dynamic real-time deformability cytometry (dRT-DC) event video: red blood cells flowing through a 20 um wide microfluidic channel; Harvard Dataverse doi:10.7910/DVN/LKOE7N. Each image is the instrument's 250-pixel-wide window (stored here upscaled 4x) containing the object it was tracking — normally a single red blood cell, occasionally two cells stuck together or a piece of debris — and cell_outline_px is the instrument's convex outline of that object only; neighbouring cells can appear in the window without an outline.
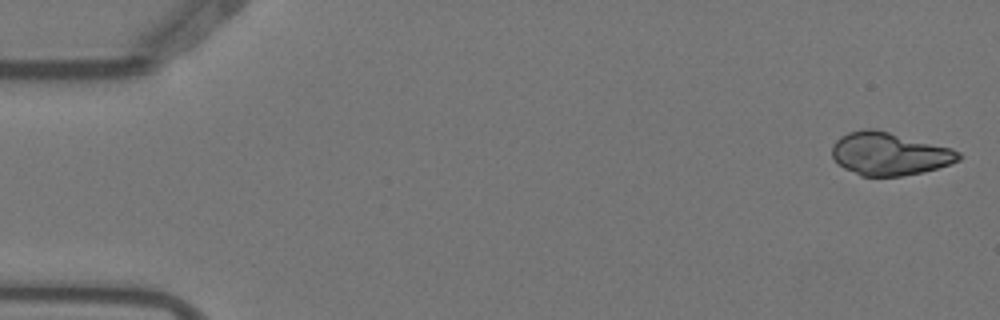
{"species": "Egyptian fruit bat (a non-hibernating species)", "species_latin": "Rousettus aegyptiacus", "temperature_condition": "warm", "stored_images_in_passage": 5, "camera_frame_rate_fps": 3000, "um_per_image_px": 0.085, "animal": {"sex": "female"}, "frame": {"image": 1, "passage_image": 1, "time_ms": 0.0, "image_size_px": [1000, 320], "cell_outline_px": [[964, 156], [960, 160], [924, 172], [900, 176], [860, 176], [844, 168], [832, 156], [832, 144], [840, 136], [848, 132], [864, 128], [876, 128], [952, 148], [960, 152]], "centroid_in_image_um": [75.6, 13.06], "position_along_channel_um": 9.4, "area_um2": 31.85}}
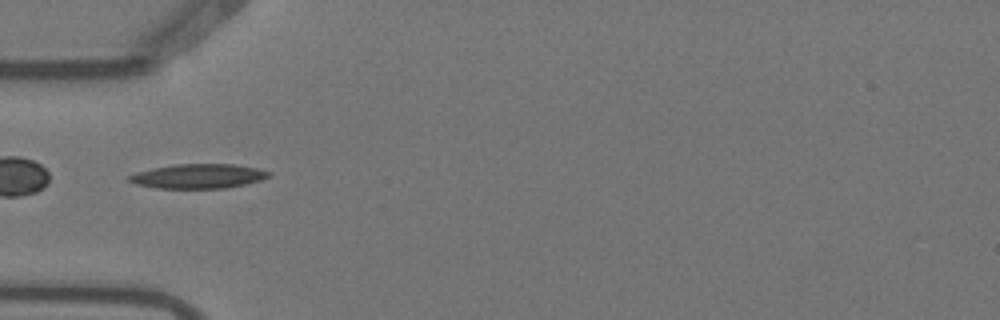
{"frame": {"image": 2, "passage_image": 5, "time_ms": 1.333, "image_size_px": [1000, 320], "cell_outline_px": [[272, 176], [260, 180], [244, 184], [224, 188], [156, 188], [136, 184], [128, 180], [128, 176], [136, 172], [152, 168], [176, 164], [236, 164], [256, 168], [272, 172]], "centroid_in_image_um": [16.87, 14.97], "position_along_channel_um": 68.1, "area_um2": 19.88}}